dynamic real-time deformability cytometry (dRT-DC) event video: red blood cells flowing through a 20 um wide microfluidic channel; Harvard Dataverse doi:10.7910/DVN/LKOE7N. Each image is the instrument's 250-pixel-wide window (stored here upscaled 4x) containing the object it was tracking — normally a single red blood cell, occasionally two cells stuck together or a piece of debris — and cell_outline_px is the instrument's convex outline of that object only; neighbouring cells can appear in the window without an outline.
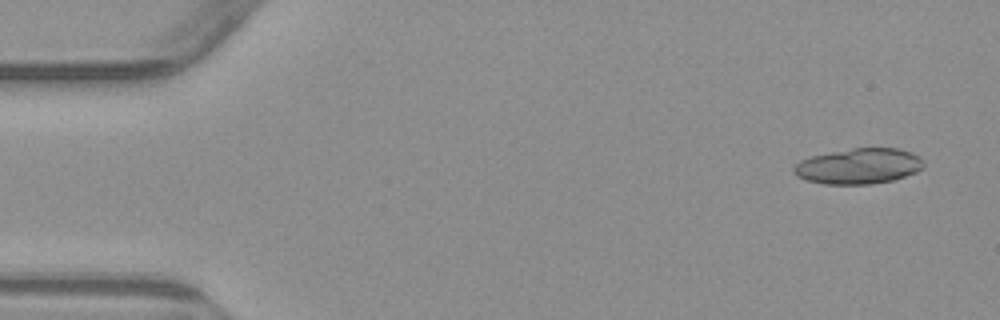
{"species": "common noctule bat (a hibernating species)", "species_latin": "Nyctalus noctula", "temperature_condition": "warm", "stored_images_in_passage": 6, "camera_frame_rate_fps": 3000, "um_per_image_px": 0.085, "animal": {"sex": "male", "body_mass_g": 23.1, "forearm_length_mm": 52.7}, "frame": {"image": 1, "passage_image": 1, "time_ms": 0.0, "image_size_px": [1000, 320], "cell_outline_px": [[924, 168], [916, 172], [892, 180], [872, 184], [824, 184], [804, 180], [796, 176], [792, 172], [792, 168], [800, 160], [812, 156], [852, 148], [900, 148], [912, 152], [920, 156], [924, 160]], "centroid_in_image_um": [73.0, 14.12], "position_along_channel_um": 12.0, "area_um2": 27.17}}